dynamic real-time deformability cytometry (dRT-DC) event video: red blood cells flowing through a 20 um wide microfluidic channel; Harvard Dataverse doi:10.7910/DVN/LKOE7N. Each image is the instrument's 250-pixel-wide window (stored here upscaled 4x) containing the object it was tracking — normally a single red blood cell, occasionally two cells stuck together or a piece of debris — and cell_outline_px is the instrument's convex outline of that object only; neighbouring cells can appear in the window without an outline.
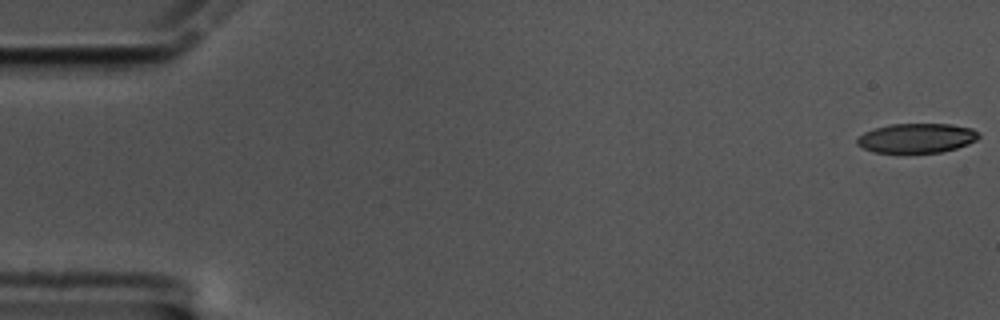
{"species": "common noctule bat (a hibernating species)", "species_latin": "Nyctalus noctula", "temperature_condition": "cold", "stored_images_in_passage": 59, "camera_frame_rate_fps": 3000, "um_per_image_px": 0.085, "animal": {"sex": "male", "body_mass_g": 17.5, "forearm_length_mm": 52.3}, "frame": {"image": 1, "passage_image": 1, "time_ms": 0.0, "image_size_px": [1000, 320], "cell_outline_px": [[980, 136], [976, 140], [968, 144], [956, 148], [940, 152], [872, 152], [856, 144], [856, 140], [864, 132], [872, 128], [888, 124], [952, 124], [972, 128], [980, 132]], "centroid_in_image_um": [77.92, 11.72], "position_along_channel_um": 7.1, "area_um2": 20.98}}
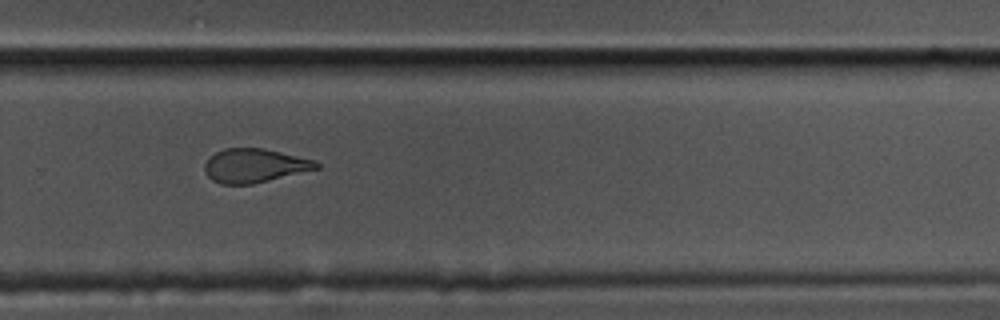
{"frame": {"image": 2, "passage_image": 40, "time_ms": 13.0, "image_size_px": [1000, 320], "cell_outline_px": [[320, 168], [252, 184], [220, 184], [212, 180], [204, 172], [204, 164], [216, 152], [224, 148], [264, 148], [316, 160], [320, 164]], "centroid_in_image_um": [21.64, 14.07], "position_along_channel_um": 308.2, "area_um2": 22.02}}
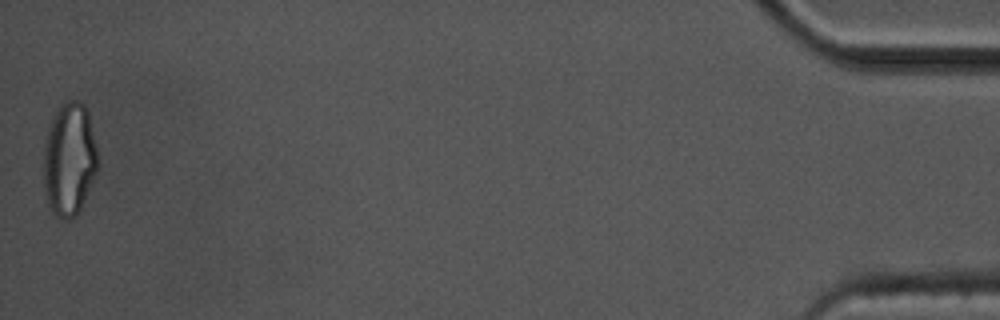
{"frame": {"image": 3, "passage_image": 59, "time_ms": 19.333, "image_size_px": [1000, 320], "cell_outline_px": [[96, 172], [80, 208], [76, 216], [72, 220], [60, 220], [52, 212], [48, 204], [44, 188], [44, 144], [52, 116], [60, 104], [68, 100], [76, 100], [84, 104], [88, 112], [96, 148]], "centroid_in_image_um": [5.86, 13.55], "position_along_channel_um": 429.3, "area_um2": 35.55}, "authors_computed_cell_mechanics": {"area_um2": 23.409, "velocity_mm_per_s": 3.4068, "shape_relaxation_time_tau1_ms": 6.1959, "shape_relaxation_time_tau2_ms": 1.7088, "deformation_change_tau1": 0.167, "deformation_change_tau2": 0.0899}}